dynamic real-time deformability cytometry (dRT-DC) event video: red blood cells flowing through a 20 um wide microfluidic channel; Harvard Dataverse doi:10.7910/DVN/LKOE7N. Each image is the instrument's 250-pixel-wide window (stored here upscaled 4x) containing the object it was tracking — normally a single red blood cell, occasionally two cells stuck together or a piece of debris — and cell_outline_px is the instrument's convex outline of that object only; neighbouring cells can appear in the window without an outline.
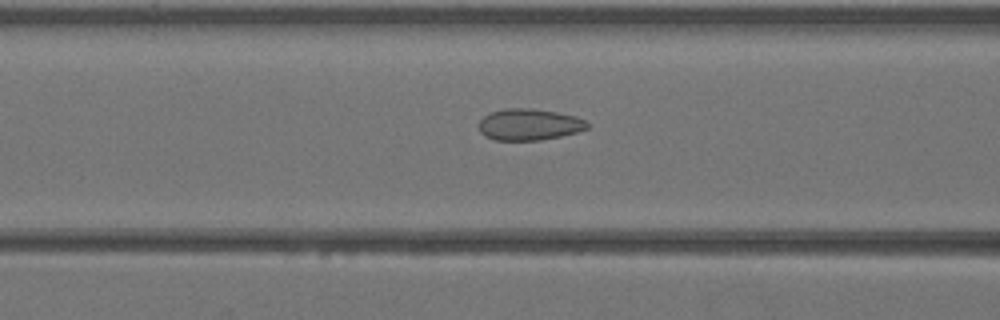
{"species": "Egyptian fruit bat (a non-hibernating species)", "species_latin": "Rousettus aegyptiacus", "temperature_condition": "warm", "stored_images_in_passage": 41, "camera_frame_rate_fps": 3000, "um_per_image_px": 0.085, "animal": {"sex": "female"}, "frame": {"image": 1, "passage_image": 18, "time_ms": 5.667, "image_size_px": [1000, 320], "cell_outline_px": [[588, 128], [576, 132], [560, 136], [540, 140], [496, 140], [484, 136], [480, 132], [480, 120], [484, 116], [492, 112], [504, 108], [532, 108], [556, 112], [576, 116], [584, 120], [588, 124]], "centroid_in_image_um": [44.97, 10.58], "position_along_channel_um": 121.6, "area_um2": 19.77}}
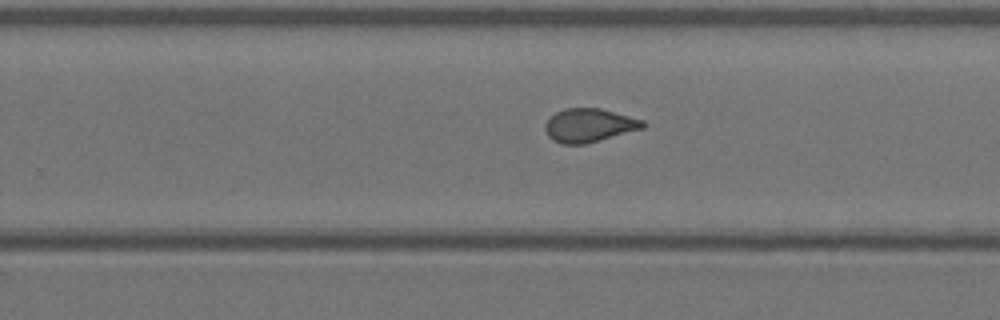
{"frame": {"image": 2, "passage_image": 28, "time_ms": 9.0, "image_size_px": [1000, 320], "cell_outline_px": [[644, 128], [600, 140], [584, 144], [560, 144], [552, 140], [548, 136], [544, 128], [544, 124], [556, 112], [564, 108], [600, 108], [644, 120]], "centroid_in_image_um": [50.05, 10.65], "position_along_channel_um": 279.7, "area_um2": 19.07}}
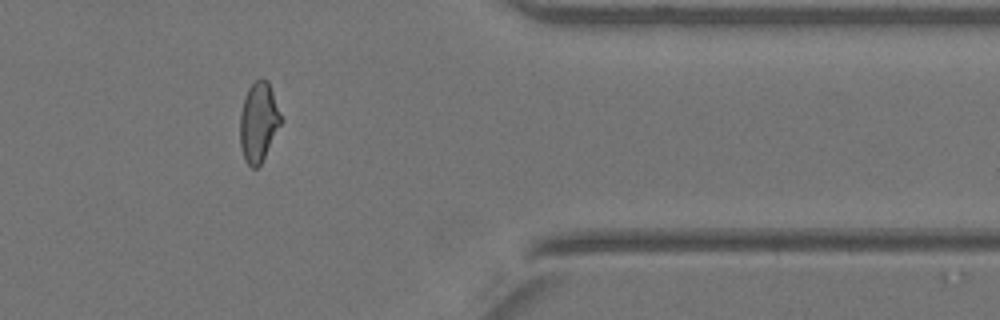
{"frame": {"image": 3, "passage_image": 36, "time_ms": 11.667, "image_size_px": [1000, 320], "cell_outline_px": [[284, 120], [260, 164], [256, 168], [252, 168], [244, 160], [240, 144], [240, 112], [244, 96], [248, 88], [260, 76], [268, 80]], "centroid_in_image_um": [21.99, 10.34], "position_along_channel_um": 389.4, "area_um2": 19.31}}